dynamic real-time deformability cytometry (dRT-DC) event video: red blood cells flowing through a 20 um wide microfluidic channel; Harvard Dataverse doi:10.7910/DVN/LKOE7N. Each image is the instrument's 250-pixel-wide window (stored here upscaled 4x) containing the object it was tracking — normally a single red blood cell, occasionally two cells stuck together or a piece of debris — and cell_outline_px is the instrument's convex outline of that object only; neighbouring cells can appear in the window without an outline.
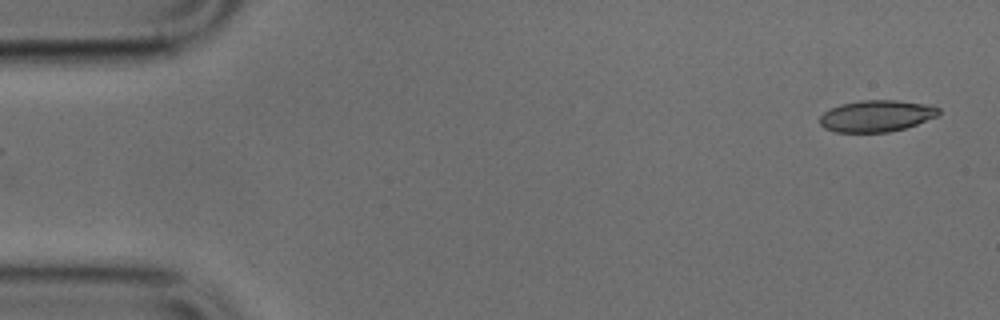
{"species": "common noctule bat (a hibernating species)", "species_latin": "Nyctalus noctula", "temperature_condition": "cold", "stored_images_in_passage": 49, "camera_frame_rate_fps": 3000, "um_per_image_px": 0.085, "animal": {"sex": "male", "body_mass_g": 17.9, "forearm_length_mm": 54.2}, "frame": {"image": 1, "passage_image": 1, "time_ms": 0.0, "image_size_px": [1000, 320], "cell_outline_px": [[940, 112], [936, 116], [916, 124], [904, 128], [888, 132], [836, 132], [824, 128], [820, 124], [820, 116], [828, 108], [840, 104], [860, 100], [896, 100], [932, 104], [940, 108]], "centroid_in_image_um": [74.49, 9.84], "position_along_channel_um": 10.5, "area_um2": 22.02}}
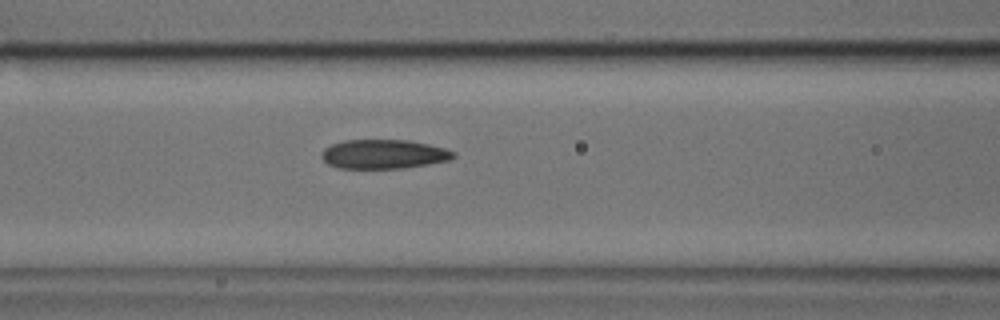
{"frame": {"image": 2, "passage_image": 19, "time_ms": 6.0, "image_size_px": [1000, 320], "cell_outline_px": [[456, 156], [452, 160], [404, 168], [336, 168], [328, 164], [320, 156], [320, 152], [324, 148], [332, 144], [344, 140], [408, 140], [428, 144], [444, 148], [456, 152]], "centroid_in_image_um": [32.61, 13.1], "position_along_channel_um": 134.0, "area_um2": 22.6}}
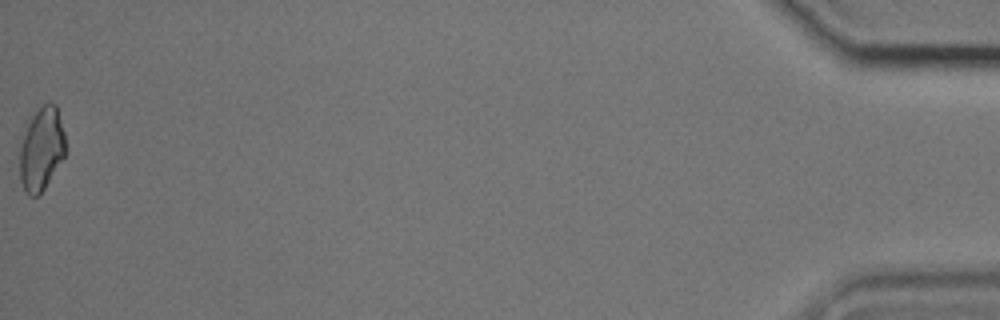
{"frame": {"image": 3, "passage_image": 49, "time_ms": 16.0, "image_size_px": [1000, 320], "cell_outline_px": [[68, 152], [44, 188], [36, 196], [28, 196], [24, 192], [20, 180], [20, 148], [28, 124], [32, 116], [44, 104], [56, 104], [64, 132]], "centroid_in_image_um": [3.55, 12.71], "position_along_channel_um": 431.6, "area_um2": 22.08}}